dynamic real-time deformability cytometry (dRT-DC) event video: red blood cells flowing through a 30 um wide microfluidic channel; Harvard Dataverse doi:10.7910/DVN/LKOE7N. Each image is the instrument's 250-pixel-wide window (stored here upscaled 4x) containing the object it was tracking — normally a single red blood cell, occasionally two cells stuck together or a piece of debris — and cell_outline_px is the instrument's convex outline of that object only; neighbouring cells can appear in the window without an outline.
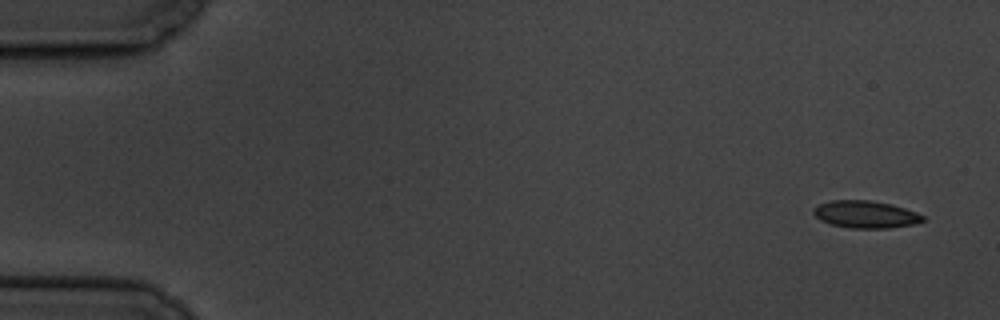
{"species": "common noctule bat (a hibernating species)", "species_latin": "Nyctalus noctula", "temperature_condition": "cold", "stored_images_in_passage": 7, "camera_frame_rate_fps": 3000, "um_per_image_px": 0.085, "animal": {"sex": "male", "body_mass_g": 19.5, "forearm_length_mm": 54.6}, "frame": {"image": 1, "passage_image": 1, "time_ms": 0.0, "image_size_px": [1000, 320], "cell_outline_px": [[924, 220], [916, 224], [888, 228], [852, 228], [832, 224], [820, 220], [812, 212], [812, 208], [820, 204], [832, 200], [868, 200], [892, 204], [916, 212], [924, 216]], "centroid_in_image_um": [73.58, 18.22], "position_along_channel_um": 11.4, "area_um2": 17.34}}
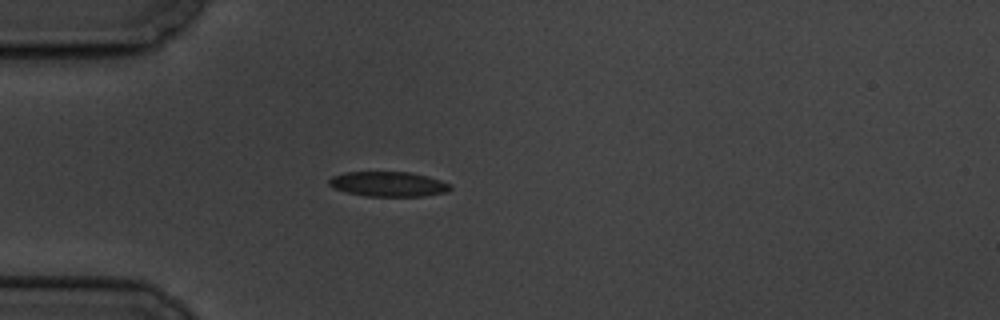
{"frame": {"image": 2, "passage_image": 5, "time_ms": 4.667, "image_size_px": [1000, 320], "cell_outline_px": [[452, 188], [448, 192], [424, 196], [368, 196], [348, 192], [332, 188], [328, 184], [328, 180], [332, 176], [344, 172], [408, 172], [428, 176], [440, 180], [448, 184]], "centroid_in_image_um": [32.99, 15.64], "position_along_channel_um": 52.0, "area_um2": 17.57}}
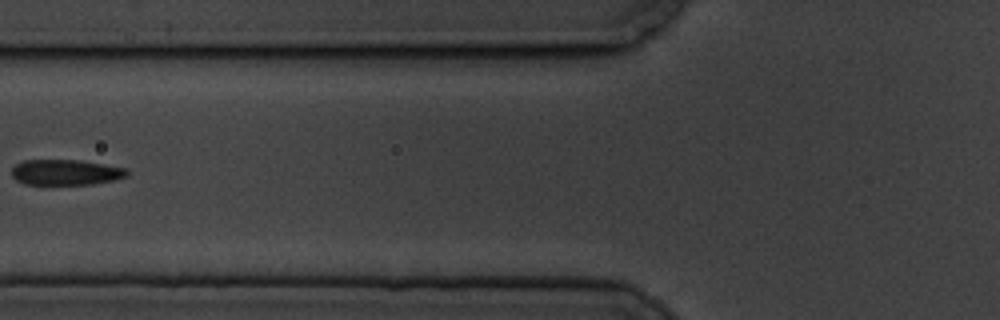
{"frame": {"image": 3, "passage_image": 7, "time_ms": 7.0, "image_size_px": [1000, 320], "cell_outline_px": [[128, 176], [112, 180], [92, 184], [24, 184], [16, 180], [12, 176], [12, 168], [16, 164], [24, 160], [80, 160], [128, 168]], "centroid_in_image_um": [5.59, 14.64], "position_along_channel_um": 120.2, "area_um2": 17.17}}